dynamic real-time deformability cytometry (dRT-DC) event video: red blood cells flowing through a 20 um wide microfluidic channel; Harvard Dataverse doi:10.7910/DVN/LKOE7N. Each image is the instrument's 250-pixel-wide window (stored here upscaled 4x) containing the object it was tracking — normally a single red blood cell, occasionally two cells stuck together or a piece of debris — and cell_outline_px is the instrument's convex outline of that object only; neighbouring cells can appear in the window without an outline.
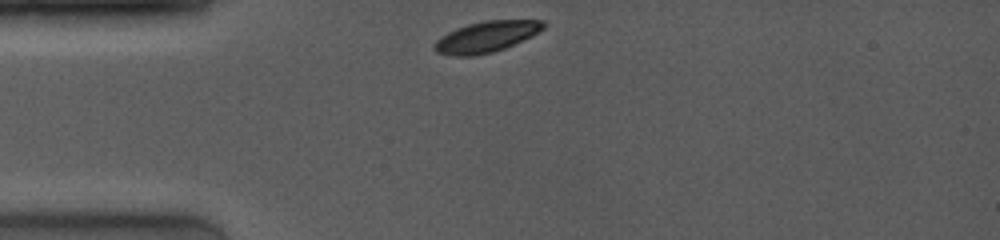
{"species": "common noctule bat (a hibernating species)", "species_latin": "Nyctalus noctula", "temperature_condition": "room temperature", "stored_images_in_passage": 32, "camera_frame_rate_fps": 4000, "um_per_image_px": 0.085, "animal": {"sex": "female", "body_mass_g": 19.0, "forearm_length_mm": 53.3}, "frame": {"image": 1, "passage_image": 1, "time_ms": 0.0, "image_size_px": [1000, 240], "cell_outline_px": [[548, 24], [544, 28], [532, 36], [504, 48], [492, 52], [472, 56], [452, 56], [436, 52], [432, 48], [432, 44], [440, 36], [456, 28], [468, 24], [484, 20], [544, 20]], "centroid_in_image_um": [41.31, 3.12], "position_along_channel_um": 43.7, "area_um2": 19.83}}
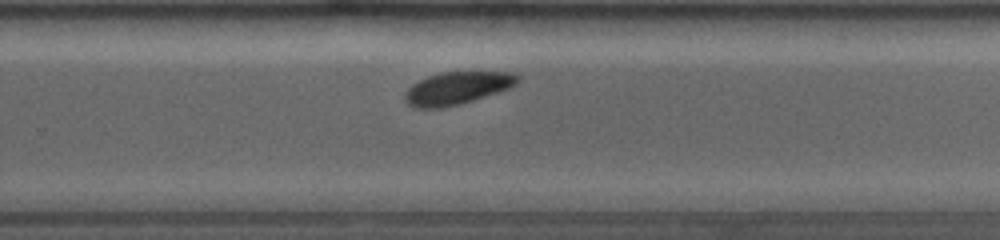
{"frame": {"image": 2, "passage_image": 21, "time_ms": 6.75, "image_size_px": [1000, 240], "cell_outline_px": [[520, 80], [516, 84], [508, 88], [460, 104], [440, 108], [412, 108], [404, 100], [404, 92], [412, 84], [428, 76], [440, 72], [512, 72], [520, 76]], "centroid_in_image_um": [38.81, 7.49], "position_along_channel_um": 291.0, "area_um2": 21.33}}
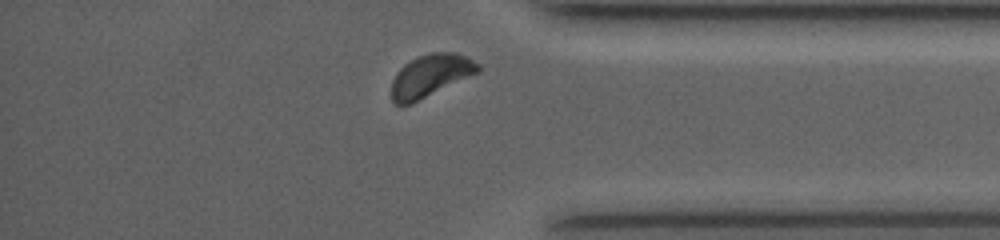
{"frame": {"image": 3, "passage_image": 30, "time_ms": 9.5, "image_size_px": [1000, 240], "cell_outline_px": [[480, 72], [412, 104], [396, 104], [392, 100], [392, 80], [396, 72], [404, 64], [416, 56], [432, 52], [456, 52], [480, 64]], "centroid_in_image_um": [36.6, 6.42], "position_along_channel_um": 398.6, "area_um2": 21.56}, "authors_computed_cell_mechanics": {"area_um2": 21.1548, "velocity_mm_per_s": 3.9916, "shape_relaxation_time_tau1_ms": 1.597, "shape_relaxation_time_tau2_ms": 2.4609, "deformation_change_tau1": 0.0985, "deformation_change_tau2": 0.0434}}